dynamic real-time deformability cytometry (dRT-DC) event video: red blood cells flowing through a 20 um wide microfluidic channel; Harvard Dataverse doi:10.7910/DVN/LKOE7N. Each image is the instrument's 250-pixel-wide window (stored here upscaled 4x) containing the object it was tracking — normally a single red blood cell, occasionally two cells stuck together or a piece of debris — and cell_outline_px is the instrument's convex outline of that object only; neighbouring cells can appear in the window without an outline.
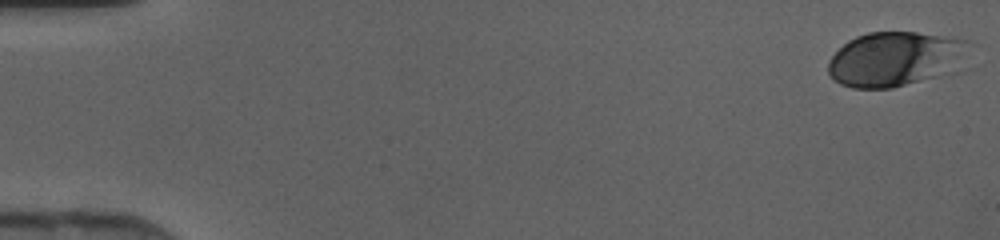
{"species": "human", "species_latin": "Homo sapiens", "temperature_condition": "cold", "stored_images_in_passage": 46, "camera_frame_rate_fps": 3000, "um_per_image_px": 0.085, "donor": {"sex": "female"}, "frame": {"image": 1, "passage_image": 1, "time_ms": 0.0, "image_size_px": [1000, 240], "cell_outline_px": [[972, 44], [960, 72], [892, 88], [852, 88], [840, 84], [828, 72], [828, 60], [848, 40], [856, 36], [868, 32], [916, 32], [956, 36], [968, 40]], "centroid_in_image_um": [76.24, 5.01], "position_along_channel_um": 8.8, "area_um2": 46.18}}
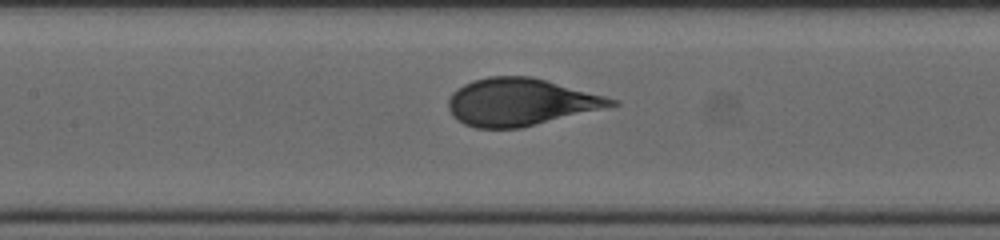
{"frame": {"image": 2, "passage_image": 22, "time_ms": 7.0, "image_size_px": [1000, 240], "cell_outline_px": [[620, 104], [520, 128], [476, 128], [464, 124], [456, 120], [452, 116], [448, 108], [448, 100], [452, 92], [456, 88], [472, 80], [488, 76], [532, 76], [620, 100]], "centroid_in_image_um": [44.2, 8.66], "position_along_channel_um": 163.2, "area_um2": 44.91}}
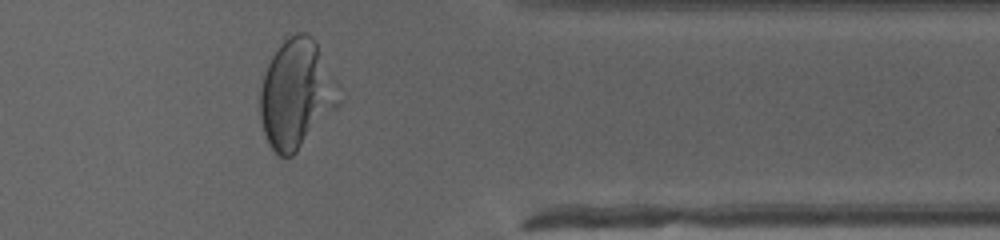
{"frame": {"image": 3, "passage_image": 38, "time_ms": 12.333, "image_size_px": [1000, 240], "cell_outline_px": [[320, 104], [296, 152], [292, 156], [280, 156], [268, 144], [260, 120], [260, 88], [268, 64], [272, 56], [280, 44], [284, 40], [296, 32], [304, 32], [312, 36], [316, 40]], "centroid_in_image_um": [24.66, 7.93], "position_along_channel_um": 386.7, "area_um2": 40.46}}